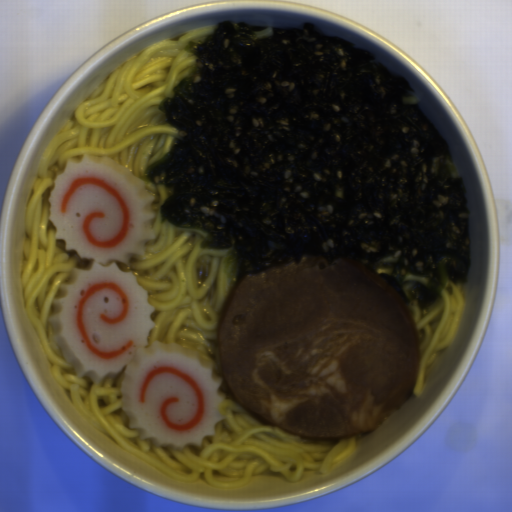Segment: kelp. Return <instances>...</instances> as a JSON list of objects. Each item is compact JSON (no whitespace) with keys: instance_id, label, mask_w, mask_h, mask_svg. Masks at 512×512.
Listing matches in <instances>:
<instances>
[{"instance_id":"obj_1","label":"kelp","mask_w":512,"mask_h":512,"mask_svg":"<svg viewBox=\"0 0 512 512\" xmlns=\"http://www.w3.org/2000/svg\"><path fill=\"white\" fill-rule=\"evenodd\" d=\"M159 102L177 129L147 165L160 221L204 231L241 281L344 258L427 307L472 270L451 152L399 74L314 24L216 23Z\"/></svg>"}]
</instances>
